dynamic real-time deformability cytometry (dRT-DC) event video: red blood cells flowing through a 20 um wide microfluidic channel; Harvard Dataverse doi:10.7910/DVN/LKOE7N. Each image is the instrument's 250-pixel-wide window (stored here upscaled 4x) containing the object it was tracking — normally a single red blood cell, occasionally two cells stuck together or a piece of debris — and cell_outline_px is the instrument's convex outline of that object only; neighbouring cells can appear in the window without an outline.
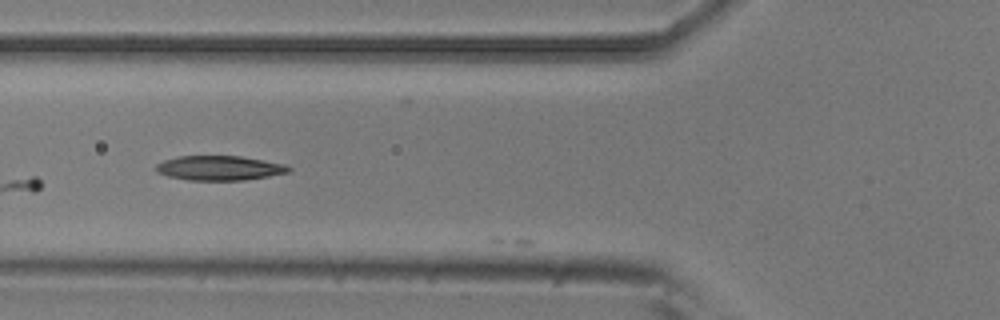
{"species": "common noctule bat (a hibernating species)", "species_latin": "Nyctalus noctula", "temperature_condition": "room temperature", "stored_images_in_passage": 5, "camera_frame_rate_fps": 3000, "um_per_image_px": 0.085, "animal": {"sex": "male", "body_mass_g": 20.5, "forearm_length_mm": 52.5}, "frame": {"image": 1, "passage_image": 4, "time_ms": 1.0, "image_size_px": [1000, 320], "cell_outline_px": [[292, 168], [288, 172], [268, 176], [244, 180], [188, 180], [168, 176], [156, 172], [156, 164], [164, 160], [176, 156], [240, 156], [264, 160], [284, 164]], "centroid_in_image_um": [18.62, 14.28], "position_along_channel_um": 107.2, "area_um2": 18.96}}
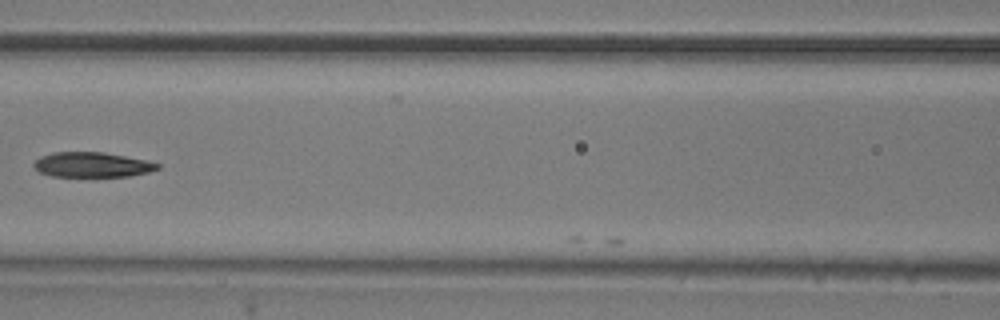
{"frame": {"image": 2, "passage_image": 5, "time_ms": 1.333, "image_size_px": [1000, 320], "cell_outline_px": [[160, 168], [148, 172], [128, 176], [52, 176], [40, 172], [32, 164], [40, 156], [56, 152], [104, 152], [144, 160], [160, 164]], "centroid_in_image_um": [7.81, 14.0], "position_along_channel_um": 158.8, "area_um2": 17.74}}